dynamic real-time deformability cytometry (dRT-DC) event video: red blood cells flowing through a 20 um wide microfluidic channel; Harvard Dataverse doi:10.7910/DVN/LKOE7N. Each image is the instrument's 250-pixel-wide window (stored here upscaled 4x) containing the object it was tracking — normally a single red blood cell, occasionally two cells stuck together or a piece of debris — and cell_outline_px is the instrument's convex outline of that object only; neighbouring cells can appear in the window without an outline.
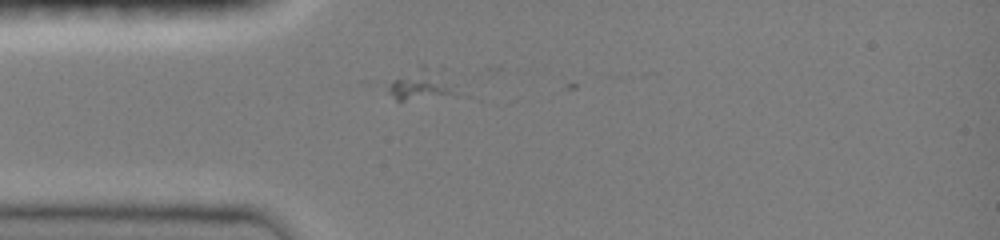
{"species": "common noctule bat (a hibernating species)", "species_latin": "Nyctalus noctula", "temperature_condition": "room temperature", "stored_images_in_passage": 3, "camera_frame_rate_fps": 3000, "um_per_image_px": 0.085, "animal": {"sex": "female", "body_mass_g": 19.0, "forearm_length_mm": 51.5}, "frame": {"image": 1, "passage_image": 2, "time_ms": 0.333, "image_size_px": [1000, 240], "cell_outline_px": [[448, 92], [404, 100], [396, 100], [388, 92], [388, 84], [392, 80], [420, 64], [424, 64], [432, 68], [448, 88]], "centroid_in_image_um": [35.43, 7.14], "position_along_channel_um": 49.6, "area_um2": 10.23}}